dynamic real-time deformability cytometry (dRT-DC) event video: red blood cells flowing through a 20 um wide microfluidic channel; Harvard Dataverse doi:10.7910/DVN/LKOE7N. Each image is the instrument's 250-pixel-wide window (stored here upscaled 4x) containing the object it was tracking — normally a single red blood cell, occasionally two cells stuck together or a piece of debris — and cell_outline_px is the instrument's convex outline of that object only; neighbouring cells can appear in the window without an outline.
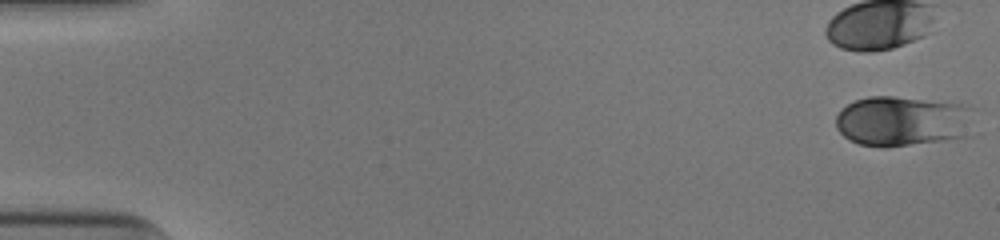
{"species": "human", "species_latin": "Homo sapiens", "temperature_condition": "cold", "stored_images_in_passage": 42, "camera_frame_rate_fps": 3000, "um_per_image_px": 0.085, "donor": {"sex": "male"}, "frame": {"image": 1, "passage_image": 1, "time_ms": 0.0, "image_size_px": [1000, 240], "cell_outline_px": [[976, 108], [972, 136], [944, 140], [884, 148], [860, 144], [848, 140], [836, 128], [836, 116], [840, 108], [856, 100], [868, 96], [892, 96], [960, 100]], "centroid_in_image_um": [76.88, 10.25], "position_along_channel_um": 8.1, "area_um2": 42.54}}